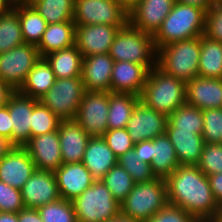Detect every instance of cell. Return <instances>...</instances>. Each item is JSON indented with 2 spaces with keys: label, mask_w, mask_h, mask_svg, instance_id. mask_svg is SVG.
Here are the masks:
<instances>
[{
  "label": "cell",
  "mask_w": 222,
  "mask_h": 222,
  "mask_svg": "<svg viewBox=\"0 0 222 222\" xmlns=\"http://www.w3.org/2000/svg\"><path fill=\"white\" fill-rule=\"evenodd\" d=\"M38 101V99L21 94L18 90L10 96L6 106L11 116L14 146L23 147L31 138L32 112Z\"/></svg>",
  "instance_id": "cell-16"
},
{
  "label": "cell",
  "mask_w": 222,
  "mask_h": 222,
  "mask_svg": "<svg viewBox=\"0 0 222 222\" xmlns=\"http://www.w3.org/2000/svg\"><path fill=\"white\" fill-rule=\"evenodd\" d=\"M19 222H43L36 208L24 207L18 212Z\"/></svg>",
  "instance_id": "cell-49"
},
{
  "label": "cell",
  "mask_w": 222,
  "mask_h": 222,
  "mask_svg": "<svg viewBox=\"0 0 222 222\" xmlns=\"http://www.w3.org/2000/svg\"><path fill=\"white\" fill-rule=\"evenodd\" d=\"M76 25L73 21L47 24L42 39L37 45L41 58L75 45Z\"/></svg>",
  "instance_id": "cell-26"
},
{
  "label": "cell",
  "mask_w": 222,
  "mask_h": 222,
  "mask_svg": "<svg viewBox=\"0 0 222 222\" xmlns=\"http://www.w3.org/2000/svg\"><path fill=\"white\" fill-rule=\"evenodd\" d=\"M215 201L222 208V173L207 176Z\"/></svg>",
  "instance_id": "cell-48"
},
{
  "label": "cell",
  "mask_w": 222,
  "mask_h": 222,
  "mask_svg": "<svg viewBox=\"0 0 222 222\" xmlns=\"http://www.w3.org/2000/svg\"><path fill=\"white\" fill-rule=\"evenodd\" d=\"M205 13L202 8L175 2L160 29L153 36L156 50L175 42L199 37L205 30Z\"/></svg>",
  "instance_id": "cell-3"
},
{
  "label": "cell",
  "mask_w": 222,
  "mask_h": 222,
  "mask_svg": "<svg viewBox=\"0 0 222 222\" xmlns=\"http://www.w3.org/2000/svg\"><path fill=\"white\" fill-rule=\"evenodd\" d=\"M175 0H142L128 12V22L149 35H155L169 15Z\"/></svg>",
  "instance_id": "cell-13"
},
{
  "label": "cell",
  "mask_w": 222,
  "mask_h": 222,
  "mask_svg": "<svg viewBox=\"0 0 222 222\" xmlns=\"http://www.w3.org/2000/svg\"><path fill=\"white\" fill-rule=\"evenodd\" d=\"M109 55L114 61L141 64L148 70L157 65V58H154V56L157 57V50L153 35L136 29L129 22L116 33Z\"/></svg>",
  "instance_id": "cell-5"
},
{
  "label": "cell",
  "mask_w": 222,
  "mask_h": 222,
  "mask_svg": "<svg viewBox=\"0 0 222 222\" xmlns=\"http://www.w3.org/2000/svg\"><path fill=\"white\" fill-rule=\"evenodd\" d=\"M9 1L12 3V5L17 4V3H25L26 4V0H9Z\"/></svg>",
  "instance_id": "cell-58"
},
{
  "label": "cell",
  "mask_w": 222,
  "mask_h": 222,
  "mask_svg": "<svg viewBox=\"0 0 222 222\" xmlns=\"http://www.w3.org/2000/svg\"><path fill=\"white\" fill-rule=\"evenodd\" d=\"M140 101L169 116L186 103V83L166 74L155 65L149 70Z\"/></svg>",
  "instance_id": "cell-2"
},
{
  "label": "cell",
  "mask_w": 222,
  "mask_h": 222,
  "mask_svg": "<svg viewBox=\"0 0 222 222\" xmlns=\"http://www.w3.org/2000/svg\"><path fill=\"white\" fill-rule=\"evenodd\" d=\"M166 134L173 144L180 165H197L205 142L202 134L166 128Z\"/></svg>",
  "instance_id": "cell-25"
},
{
  "label": "cell",
  "mask_w": 222,
  "mask_h": 222,
  "mask_svg": "<svg viewBox=\"0 0 222 222\" xmlns=\"http://www.w3.org/2000/svg\"><path fill=\"white\" fill-rule=\"evenodd\" d=\"M118 30L108 24L76 25L75 45L83 57L109 53Z\"/></svg>",
  "instance_id": "cell-17"
},
{
  "label": "cell",
  "mask_w": 222,
  "mask_h": 222,
  "mask_svg": "<svg viewBox=\"0 0 222 222\" xmlns=\"http://www.w3.org/2000/svg\"><path fill=\"white\" fill-rule=\"evenodd\" d=\"M117 164L131 175L135 183L149 182L157 178L152 171L151 165L140 162L136 158L133 149L120 155L117 159Z\"/></svg>",
  "instance_id": "cell-38"
},
{
  "label": "cell",
  "mask_w": 222,
  "mask_h": 222,
  "mask_svg": "<svg viewBox=\"0 0 222 222\" xmlns=\"http://www.w3.org/2000/svg\"><path fill=\"white\" fill-rule=\"evenodd\" d=\"M200 52L201 36L175 41L157 50V66L166 74L187 83L198 76Z\"/></svg>",
  "instance_id": "cell-4"
},
{
  "label": "cell",
  "mask_w": 222,
  "mask_h": 222,
  "mask_svg": "<svg viewBox=\"0 0 222 222\" xmlns=\"http://www.w3.org/2000/svg\"><path fill=\"white\" fill-rule=\"evenodd\" d=\"M75 25L108 24L119 29L128 23V11L118 0H75Z\"/></svg>",
  "instance_id": "cell-9"
},
{
  "label": "cell",
  "mask_w": 222,
  "mask_h": 222,
  "mask_svg": "<svg viewBox=\"0 0 222 222\" xmlns=\"http://www.w3.org/2000/svg\"><path fill=\"white\" fill-rule=\"evenodd\" d=\"M222 4V0H212V5Z\"/></svg>",
  "instance_id": "cell-59"
},
{
  "label": "cell",
  "mask_w": 222,
  "mask_h": 222,
  "mask_svg": "<svg viewBox=\"0 0 222 222\" xmlns=\"http://www.w3.org/2000/svg\"><path fill=\"white\" fill-rule=\"evenodd\" d=\"M135 156L140 162L151 165L153 161V140H145L134 145Z\"/></svg>",
  "instance_id": "cell-46"
},
{
  "label": "cell",
  "mask_w": 222,
  "mask_h": 222,
  "mask_svg": "<svg viewBox=\"0 0 222 222\" xmlns=\"http://www.w3.org/2000/svg\"><path fill=\"white\" fill-rule=\"evenodd\" d=\"M11 8L12 3L9 0H0V15L7 13Z\"/></svg>",
  "instance_id": "cell-56"
},
{
  "label": "cell",
  "mask_w": 222,
  "mask_h": 222,
  "mask_svg": "<svg viewBox=\"0 0 222 222\" xmlns=\"http://www.w3.org/2000/svg\"><path fill=\"white\" fill-rule=\"evenodd\" d=\"M40 58L37 46L28 43L0 53V78L17 91Z\"/></svg>",
  "instance_id": "cell-10"
},
{
  "label": "cell",
  "mask_w": 222,
  "mask_h": 222,
  "mask_svg": "<svg viewBox=\"0 0 222 222\" xmlns=\"http://www.w3.org/2000/svg\"><path fill=\"white\" fill-rule=\"evenodd\" d=\"M149 70L141 64L128 61H114L111 75V93L140 96Z\"/></svg>",
  "instance_id": "cell-21"
},
{
  "label": "cell",
  "mask_w": 222,
  "mask_h": 222,
  "mask_svg": "<svg viewBox=\"0 0 222 222\" xmlns=\"http://www.w3.org/2000/svg\"><path fill=\"white\" fill-rule=\"evenodd\" d=\"M102 137L117 157L132 150L135 145L126 128L107 130Z\"/></svg>",
  "instance_id": "cell-42"
},
{
  "label": "cell",
  "mask_w": 222,
  "mask_h": 222,
  "mask_svg": "<svg viewBox=\"0 0 222 222\" xmlns=\"http://www.w3.org/2000/svg\"><path fill=\"white\" fill-rule=\"evenodd\" d=\"M24 207L38 208L61 198L55 173L37 170L21 188Z\"/></svg>",
  "instance_id": "cell-14"
},
{
  "label": "cell",
  "mask_w": 222,
  "mask_h": 222,
  "mask_svg": "<svg viewBox=\"0 0 222 222\" xmlns=\"http://www.w3.org/2000/svg\"><path fill=\"white\" fill-rule=\"evenodd\" d=\"M165 181L168 203L197 220L219 219L222 208L215 201L208 177L196 165H179Z\"/></svg>",
  "instance_id": "cell-1"
},
{
  "label": "cell",
  "mask_w": 222,
  "mask_h": 222,
  "mask_svg": "<svg viewBox=\"0 0 222 222\" xmlns=\"http://www.w3.org/2000/svg\"><path fill=\"white\" fill-rule=\"evenodd\" d=\"M81 77L56 79L39 101L61 121L75 119L85 93Z\"/></svg>",
  "instance_id": "cell-8"
},
{
  "label": "cell",
  "mask_w": 222,
  "mask_h": 222,
  "mask_svg": "<svg viewBox=\"0 0 222 222\" xmlns=\"http://www.w3.org/2000/svg\"><path fill=\"white\" fill-rule=\"evenodd\" d=\"M186 103L201 110L222 108V79L197 76L189 80Z\"/></svg>",
  "instance_id": "cell-22"
},
{
  "label": "cell",
  "mask_w": 222,
  "mask_h": 222,
  "mask_svg": "<svg viewBox=\"0 0 222 222\" xmlns=\"http://www.w3.org/2000/svg\"><path fill=\"white\" fill-rule=\"evenodd\" d=\"M203 35L222 43V4L212 5L206 11Z\"/></svg>",
  "instance_id": "cell-44"
},
{
  "label": "cell",
  "mask_w": 222,
  "mask_h": 222,
  "mask_svg": "<svg viewBox=\"0 0 222 222\" xmlns=\"http://www.w3.org/2000/svg\"><path fill=\"white\" fill-rule=\"evenodd\" d=\"M203 126L204 119L202 110L188 103L183 104L168 116L167 128L202 134Z\"/></svg>",
  "instance_id": "cell-33"
},
{
  "label": "cell",
  "mask_w": 222,
  "mask_h": 222,
  "mask_svg": "<svg viewBox=\"0 0 222 222\" xmlns=\"http://www.w3.org/2000/svg\"><path fill=\"white\" fill-rule=\"evenodd\" d=\"M63 164L82 162L89 136L75 120H62L58 125Z\"/></svg>",
  "instance_id": "cell-23"
},
{
  "label": "cell",
  "mask_w": 222,
  "mask_h": 222,
  "mask_svg": "<svg viewBox=\"0 0 222 222\" xmlns=\"http://www.w3.org/2000/svg\"><path fill=\"white\" fill-rule=\"evenodd\" d=\"M168 116L146 106L138 101L131 113L127 131L131 140L136 144L145 140H154L166 133Z\"/></svg>",
  "instance_id": "cell-12"
},
{
  "label": "cell",
  "mask_w": 222,
  "mask_h": 222,
  "mask_svg": "<svg viewBox=\"0 0 222 222\" xmlns=\"http://www.w3.org/2000/svg\"><path fill=\"white\" fill-rule=\"evenodd\" d=\"M196 166L206 176L222 173V144L205 143Z\"/></svg>",
  "instance_id": "cell-40"
},
{
  "label": "cell",
  "mask_w": 222,
  "mask_h": 222,
  "mask_svg": "<svg viewBox=\"0 0 222 222\" xmlns=\"http://www.w3.org/2000/svg\"><path fill=\"white\" fill-rule=\"evenodd\" d=\"M175 148L167 134L157 136L153 140L152 171L157 178L166 179L179 166Z\"/></svg>",
  "instance_id": "cell-29"
},
{
  "label": "cell",
  "mask_w": 222,
  "mask_h": 222,
  "mask_svg": "<svg viewBox=\"0 0 222 222\" xmlns=\"http://www.w3.org/2000/svg\"><path fill=\"white\" fill-rule=\"evenodd\" d=\"M62 199L73 201L95 181L82 162L62 164L55 172Z\"/></svg>",
  "instance_id": "cell-20"
},
{
  "label": "cell",
  "mask_w": 222,
  "mask_h": 222,
  "mask_svg": "<svg viewBox=\"0 0 222 222\" xmlns=\"http://www.w3.org/2000/svg\"><path fill=\"white\" fill-rule=\"evenodd\" d=\"M31 5L47 24L73 21L75 0H36Z\"/></svg>",
  "instance_id": "cell-34"
},
{
  "label": "cell",
  "mask_w": 222,
  "mask_h": 222,
  "mask_svg": "<svg viewBox=\"0 0 222 222\" xmlns=\"http://www.w3.org/2000/svg\"><path fill=\"white\" fill-rule=\"evenodd\" d=\"M23 147L28 151L37 170L55 172L63 164L58 129L31 137Z\"/></svg>",
  "instance_id": "cell-15"
},
{
  "label": "cell",
  "mask_w": 222,
  "mask_h": 222,
  "mask_svg": "<svg viewBox=\"0 0 222 222\" xmlns=\"http://www.w3.org/2000/svg\"><path fill=\"white\" fill-rule=\"evenodd\" d=\"M198 76L222 79V43L201 35Z\"/></svg>",
  "instance_id": "cell-31"
},
{
  "label": "cell",
  "mask_w": 222,
  "mask_h": 222,
  "mask_svg": "<svg viewBox=\"0 0 222 222\" xmlns=\"http://www.w3.org/2000/svg\"><path fill=\"white\" fill-rule=\"evenodd\" d=\"M198 220L188 211L167 203L160 211L146 222H197Z\"/></svg>",
  "instance_id": "cell-45"
},
{
  "label": "cell",
  "mask_w": 222,
  "mask_h": 222,
  "mask_svg": "<svg viewBox=\"0 0 222 222\" xmlns=\"http://www.w3.org/2000/svg\"><path fill=\"white\" fill-rule=\"evenodd\" d=\"M197 222H221L220 219L198 220Z\"/></svg>",
  "instance_id": "cell-57"
},
{
  "label": "cell",
  "mask_w": 222,
  "mask_h": 222,
  "mask_svg": "<svg viewBox=\"0 0 222 222\" xmlns=\"http://www.w3.org/2000/svg\"><path fill=\"white\" fill-rule=\"evenodd\" d=\"M118 157L108 147L102 136L90 137L82 163L91 172L95 181L102 180L104 175L115 165Z\"/></svg>",
  "instance_id": "cell-24"
},
{
  "label": "cell",
  "mask_w": 222,
  "mask_h": 222,
  "mask_svg": "<svg viewBox=\"0 0 222 222\" xmlns=\"http://www.w3.org/2000/svg\"><path fill=\"white\" fill-rule=\"evenodd\" d=\"M36 209L43 222H77L72 201L59 198Z\"/></svg>",
  "instance_id": "cell-37"
},
{
  "label": "cell",
  "mask_w": 222,
  "mask_h": 222,
  "mask_svg": "<svg viewBox=\"0 0 222 222\" xmlns=\"http://www.w3.org/2000/svg\"><path fill=\"white\" fill-rule=\"evenodd\" d=\"M56 80L51 65L45 58H40L29 72L26 81L18 90L21 94L40 99L54 85Z\"/></svg>",
  "instance_id": "cell-27"
},
{
  "label": "cell",
  "mask_w": 222,
  "mask_h": 222,
  "mask_svg": "<svg viewBox=\"0 0 222 222\" xmlns=\"http://www.w3.org/2000/svg\"><path fill=\"white\" fill-rule=\"evenodd\" d=\"M60 121L50 109L38 101L32 112L31 137L56 131Z\"/></svg>",
  "instance_id": "cell-39"
},
{
  "label": "cell",
  "mask_w": 222,
  "mask_h": 222,
  "mask_svg": "<svg viewBox=\"0 0 222 222\" xmlns=\"http://www.w3.org/2000/svg\"><path fill=\"white\" fill-rule=\"evenodd\" d=\"M106 222H141V221L135 220L131 217H127V216L119 213L116 217H114Z\"/></svg>",
  "instance_id": "cell-54"
},
{
  "label": "cell",
  "mask_w": 222,
  "mask_h": 222,
  "mask_svg": "<svg viewBox=\"0 0 222 222\" xmlns=\"http://www.w3.org/2000/svg\"><path fill=\"white\" fill-rule=\"evenodd\" d=\"M175 2L202 8L205 11H207L212 6V0H175Z\"/></svg>",
  "instance_id": "cell-51"
},
{
  "label": "cell",
  "mask_w": 222,
  "mask_h": 222,
  "mask_svg": "<svg viewBox=\"0 0 222 222\" xmlns=\"http://www.w3.org/2000/svg\"><path fill=\"white\" fill-rule=\"evenodd\" d=\"M202 112L204 142L222 144V108L207 109Z\"/></svg>",
  "instance_id": "cell-41"
},
{
  "label": "cell",
  "mask_w": 222,
  "mask_h": 222,
  "mask_svg": "<svg viewBox=\"0 0 222 222\" xmlns=\"http://www.w3.org/2000/svg\"><path fill=\"white\" fill-rule=\"evenodd\" d=\"M12 9L18 14L24 43L37 46L47 27L45 19L32 5L17 3Z\"/></svg>",
  "instance_id": "cell-30"
},
{
  "label": "cell",
  "mask_w": 222,
  "mask_h": 222,
  "mask_svg": "<svg viewBox=\"0 0 222 222\" xmlns=\"http://www.w3.org/2000/svg\"><path fill=\"white\" fill-rule=\"evenodd\" d=\"M113 66L109 53L83 57L81 79L85 91L110 92Z\"/></svg>",
  "instance_id": "cell-19"
},
{
  "label": "cell",
  "mask_w": 222,
  "mask_h": 222,
  "mask_svg": "<svg viewBox=\"0 0 222 222\" xmlns=\"http://www.w3.org/2000/svg\"><path fill=\"white\" fill-rule=\"evenodd\" d=\"M24 44L18 14L11 8L0 15V53Z\"/></svg>",
  "instance_id": "cell-35"
},
{
  "label": "cell",
  "mask_w": 222,
  "mask_h": 222,
  "mask_svg": "<svg viewBox=\"0 0 222 222\" xmlns=\"http://www.w3.org/2000/svg\"><path fill=\"white\" fill-rule=\"evenodd\" d=\"M15 90L0 78V108L6 106L10 96Z\"/></svg>",
  "instance_id": "cell-50"
},
{
  "label": "cell",
  "mask_w": 222,
  "mask_h": 222,
  "mask_svg": "<svg viewBox=\"0 0 222 222\" xmlns=\"http://www.w3.org/2000/svg\"><path fill=\"white\" fill-rule=\"evenodd\" d=\"M168 203L166 181L135 183L132 191L120 203V213L135 220L146 222Z\"/></svg>",
  "instance_id": "cell-6"
},
{
  "label": "cell",
  "mask_w": 222,
  "mask_h": 222,
  "mask_svg": "<svg viewBox=\"0 0 222 222\" xmlns=\"http://www.w3.org/2000/svg\"><path fill=\"white\" fill-rule=\"evenodd\" d=\"M0 136L7 138L12 143L11 116L7 106L0 108Z\"/></svg>",
  "instance_id": "cell-47"
},
{
  "label": "cell",
  "mask_w": 222,
  "mask_h": 222,
  "mask_svg": "<svg viewBox=\"0 0 222 222\" xmlns=\"http://www.w3.org/2000/svg\"><path fill=\"white\" fill-rule=\"evenodd\" d=\"M120 4L129 12L142 0H118Z\"/></svg>",
  "instance_id": "cell-55"
},
{
  "label": "cell",
  "mask_w": 222,
  "mask_h": 222,
  "mask_svg": "<svg viewBox=\"0 0 222 222\" xmlns=\"http://www.w3.org/2000/svg\"><path fill=\"white\" fill-rule=\"evenodd\" d=\"M14 147L7 138L0 136V160Z\"/></svg>",
  "instance_id": "cell-52"
},
{
  "label": "cell",
  "mask_w": 222,
  "mask_h": 222,
  "mask_svg": "<svg viewBox=\"0 0 222 222\" xmlns=\"http://www.w3.org/2000/svg\"><path fill=\"white\" fill-rule=\"evenodd\" d=\"M72 203L77 222H106L120 213V203L102 180L94 181Z\"/></svg>",
  "instance_id": "cell-7"
},
{
  "label": "cell",
  "mask_w": 222,
  "mask_h": 222,
  "mask_svg": "<svg viewBox=\"0 0 222 222\" xmlns=\"http://www.w3.org/2000/svg\"><path fill=\"white\" fill-rule=\"evenodd\" d=\"M56 79L81 77L83 56L76 45L52 52L44 57Z\"/></svg>",
  "instance_id": "cell-28"
},
{
  "label": "cell",
  "mask_w": 222,
  "mask_h": 222,
  "mask_svg": "<svg viewBox=\"0 0 222 222\" xmlns=\"http://www.w3.org/2000/svg\"><path fill=\"white\" fill-rule=\"evenodd\" d=\"M109 92L86 91L75 120L91 137L103 136L108 130Z\"/></svg>",
  "instance_id": "cell-11"
},
{
  "label": "cell",
  "mask_w": 222,
  "mask_h": 222,
  "mask_svg": "<svg viewBox=\"0 0 222 222\" xmlns=\"http://www.w3.org/2000/svg\"><path fill=\"white\" fill-rule=\"evenodd\" d=\"M36 0H26V4L31 5Z\"/></svg>",
  "instance_id": "cell-60"
},
{
  "label": "cell",
  "mask_w": 222,
  "mask_h": 222,
  "mask_svg": "<svg viewBox=\"0 0 222 222\" xmlns=\"http://www.w3.org/2000/svg\"><path fill=\"white\" fill-rule=\"evenodd\" d=\"M23 208L21 190L0 181V212L18 213Z\"/></svg>",
  "instance_id": "cell-43"
},
{
  "label": "cell",
  "mask_w": 222,
  "mask_h": 222,
  "mask_svg": "<svg viewBox=\"0 0 222 222\" xmlns=\"http://www.w3.org/2000/svg\"><path fill=\"white\" fill-rule=\"evenodd\" d=\"M102 181L119 203L128 196L135 185L131 175L118 164L104 175Z\"/></svg>",
  "instance_id": "cell-36"
},
{
  "label": "cell",
  "mask_w": 222,
  "mask_h": 222,
  "mask_svg": "<svg viewBox=\"0 0 222 222\" xmlns=\"http://www.w3.org/2000/svg\"><path fill=\"white\" fill-rule=\"evenodd\" d=\"M219 219H220L221 222H222V211H221V213H220Z\"/></svg>",
  "instance_id": "cell-61"
},
{
  "label": "cell",
  "mask_w": 222,
  "mask_h": 222,
  "mask_svg": "<svg viewBox=\"0 0 222 222\" xmlns=\"http://www.w3.org/2000/svg\"><path fill=\"white\" fill-rule=\"evenodd\" d=\"M35 171V163L24 147L14 146L0 160V181L19 190Z\"/></svg>",
  "instance_id": "cell-18"
},
{
  "label": "cell",
  "mask_w": 222,
  "mask_h": 222,
  "mask_svg": "<svg viewBox=\"0 0 222 222\" xmlns=\"http://www.w3.org/2000/svg\"><path fill=\"white\" fill-rule=\"evenodd\" d=\"M139 100L140 96L134 94L109 92L108 130L126 128Z\"/></svg>",
  "instance_id": "cell-32"
},
{
  "label": "cell",
  "mask_w": 222,
  "mask_h": 222,
  "mask_svg": "<svg viewBox=\"0 0 222 222\" xmlns=\"http://www.w3.org/2000/svg\"><path fill=\"white\" fill-rule=\"evenodd\" d=\"M0 222H19L18 213L0 212Z\"/></svg>",
  "instance_id": "cell-53"
}]
</instances>
